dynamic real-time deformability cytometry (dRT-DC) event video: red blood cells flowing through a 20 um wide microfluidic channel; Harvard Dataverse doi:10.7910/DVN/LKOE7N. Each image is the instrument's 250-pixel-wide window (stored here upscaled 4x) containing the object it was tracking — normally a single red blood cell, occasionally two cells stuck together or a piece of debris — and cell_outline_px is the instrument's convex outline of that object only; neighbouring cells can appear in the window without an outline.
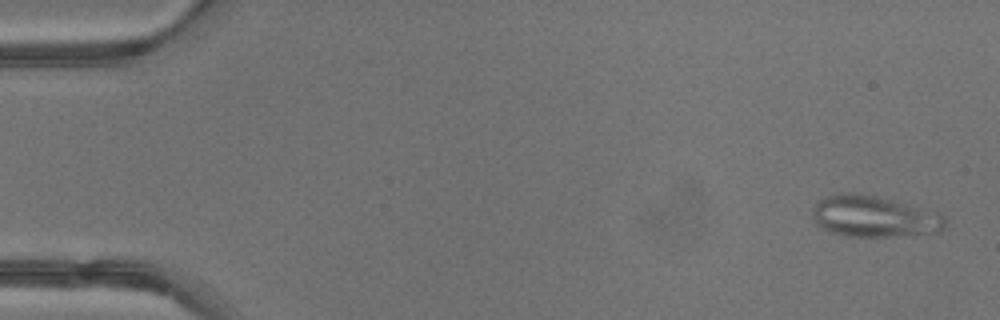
{"species": "common noctule bat (a hibernating species)", "species_latin": "Nyctalus noctula", "temperature_condition": "warm", "stored_images_in_passage": 43, "camera_frame_rate_fps": 3000, "um_per_image_px": 0.085, "animal": {"sex": "male", "body_mass_g": 13.3}, "frame": {"image": 1, "passage_image": 2, "time_ms": 0.333, "image_size_px": [1000, 320], "cell_outline_px": [[944, 228], [940, 232], [892, 236], [844, 236], [832, 232], [816, 224], [812, 216], [812, 208], [820, 200], [828, 196], [840, 192], [856, 192], [876, 196], [932, 208], [944, 216]], "centroid_in_image_um": [74.33, 18.37], "position_along_channel_um": 10.7, "area_um2": 32.25}}
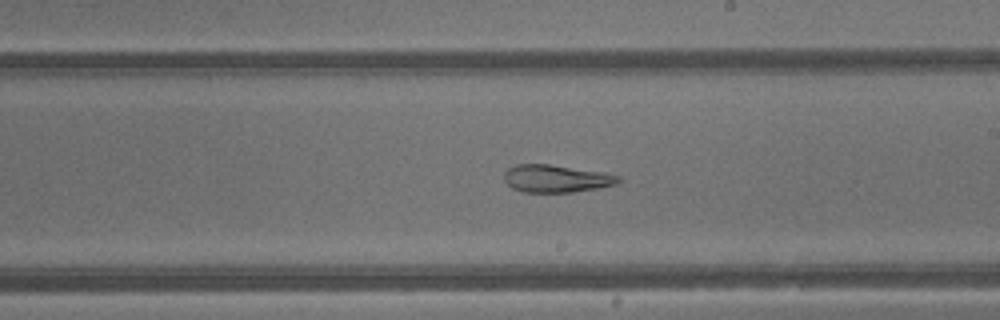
{"frame": {"image": 2, "passage_image": 25, "time_ms": 8.0, "image_size_px": [1000, 320], "cell_outline_px": [[620, 180], [616, 184], [600, 188], [572, 192], [524, 192], [512, 188], [504, 180], [504, 172], [508, 168], [516, 164], [548, 164], [600, 172], [620, 176]], "centroid_in_image_um": [47.24, 15.18], "position_along_channel_um": 241.8, "area_um2": 18.21}}
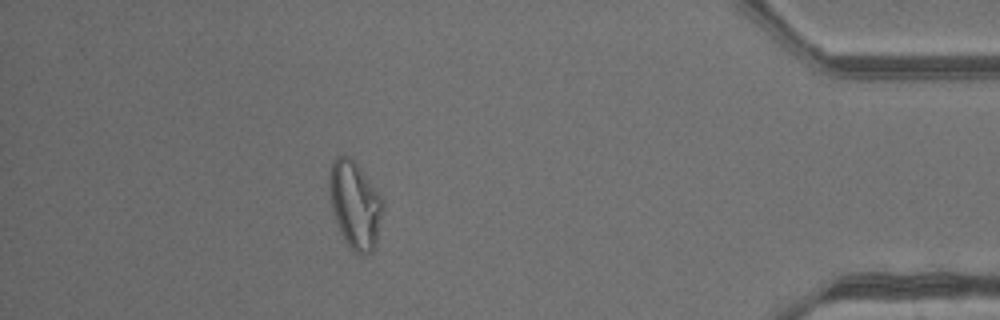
{"frame": {"image": 3, "passage_image": 38, "time_ms": 12.333, "image_size_px": [1000, 320], "cell_outline_px": [[384, 200], [376, 244], [372, 252], [356, 252], [344, 240], [336, 220], [332, 208], [328, 188], [328, 172], [332, 160], [336, 156], [348, 156], [356, 164]], "centroid_in_image_um": [30.14, 17.37], "position_along_channel_um": 405.1, "area_um2": 26.7}, "authors_computed_cell_mechanics": {"area_um2": 26.588, "velocity_mm_per_s": 4.8829, "shape_relaxation_time_tau1_ms": null, "shape_relaxation_time_tau2_ms": 3.4851, "deformation_change_tau1": null, "deformation_change_tau2": 0.1242}}